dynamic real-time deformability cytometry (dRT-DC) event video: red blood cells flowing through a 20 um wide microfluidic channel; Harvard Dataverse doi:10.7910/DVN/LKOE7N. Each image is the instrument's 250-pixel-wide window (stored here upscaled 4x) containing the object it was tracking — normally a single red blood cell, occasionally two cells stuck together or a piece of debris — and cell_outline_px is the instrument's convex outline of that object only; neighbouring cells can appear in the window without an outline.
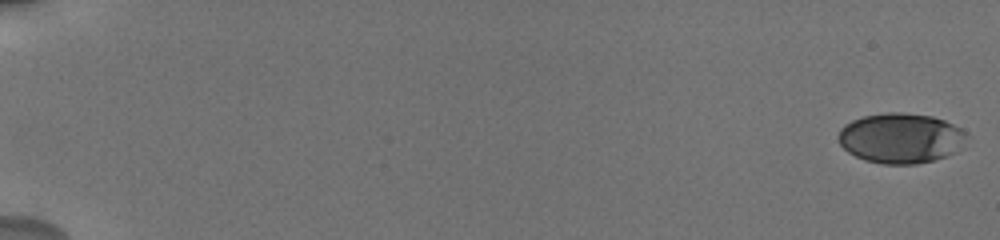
{"species": "human", "species_latin": "Homo sapiens", "temperature_condition": "cold", "stored_images_in_passage": 93, "camera_frame_rate_fps": 3000, "um_per_image_px": 0.085, "donor": {"sex": "male"}, "frame": {"image": 1, "passage_image": 1, "time_ms": 0.0, "image_size_px": [1000, 240], "cell_outline_px": [[968, 136], [952, 152], [944, 156], [932, 160], [916, 164], [880, 164], [864, 160], [848, 152], [840, 144], [840, 128], [844, 124], [852, 120], [864, 116], [888, 112], [900, 112], [932, 116], [944, 120], [968, 132]], "centroid_in_image_um": [76.53, 11.73], "position_along_channel_um": 8.5, "area_um2": 37.11}}
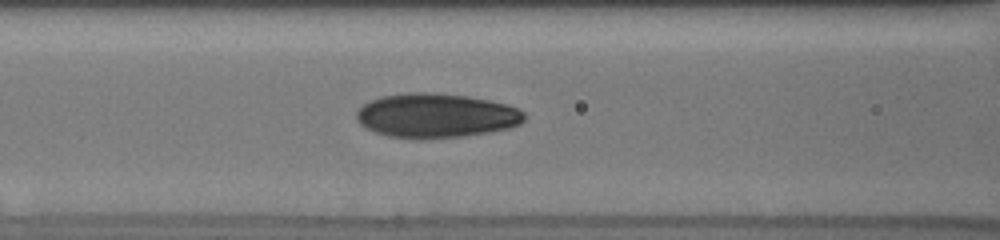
{"frame": {"image": 2, "passage_image": 52, "time_ms": 8.667, "image_size_px": [1000, 240], "cell_outline_px": [[524, 120], [520, 124], [508, 128], [488, 132], [460, 136], [420, 140], [388, 136], [376, 132], [360, 124], [356, 120], [356, 112], [364, 104], [380, 96], [408, 92], [428, 92], [468, 96], [508, 104], [520, 108], [524, 112]], "centroid_in_image_um": [37.06, 9.82], "position_along_channel_um": 129.5, "area_um2": 43.52}}
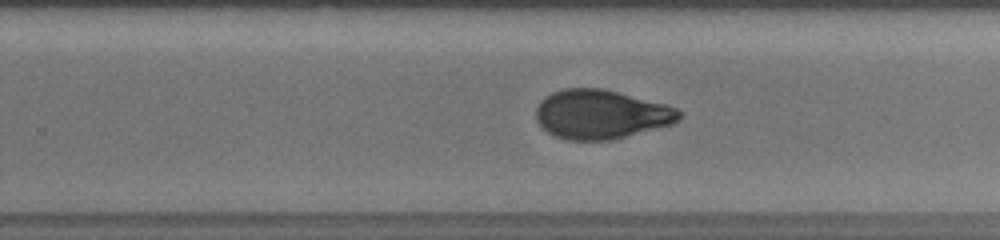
{"frame": {"image": 3, "passage_image": 67, "time_ms": 12.667, "image_size_px": [1000, 240], "cell_outline_px": [[680, 120], [672, 124], [612, 140], [568, 140], [556, 136], [548, 132], [536, 120], [536, 108], [540, 100], [544, 96], [552, 92], [564, 88], [604, 88], [664, 104], [676, 108], [680, 112]], "centroid_in_image_um": [51.06, 9.71], "position_along_channel_um": 278.7, "area_um2": 40.92}, "authors_computed_cell_mechanics": {"area_um2": 39.0728, "velocity_mm_per_s": 3.7425, "shape_relaxation_time_tau1_ms": 4.6694, "shape_relaxation_time_tau2_ms": 1.4584, "deformation_change_tau1": 0.1608, "deformation_change_tau2": 0.0605}}